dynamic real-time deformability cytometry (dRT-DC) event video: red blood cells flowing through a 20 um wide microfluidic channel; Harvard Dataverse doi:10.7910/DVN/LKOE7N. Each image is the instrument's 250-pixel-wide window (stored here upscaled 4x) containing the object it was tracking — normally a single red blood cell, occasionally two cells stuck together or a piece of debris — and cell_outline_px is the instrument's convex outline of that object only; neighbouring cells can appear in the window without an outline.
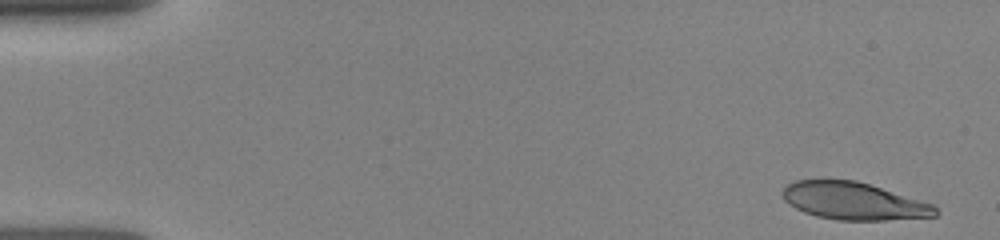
{"species": "human", "species_latin": "Homo sapiens", "temperature_condition": "room temperature", "stored_images_in_passage": 22, "segment_of_instrument_passage": [1, 2], "camera_frame_rate_fps": 3000, "um_per_image_px": 0.085, "donor": {"sex": "female"}, "frame": {"image": 1, "passage_image": 1, "time_ms": 0.0, "image_size_px": [1000, 240], "cell_outline_px": [[940, 212], [936, 216], [884, 220], [840, 220], [816, 216], [804, 212], [788, 204], [784, 200], [780, 192], [788, 184], [796, 180], [856, 180], [932, 204]], "centroid_in_image_um": [72.53, 17.09], "position_along_channel_um": 12.5, "area_um2": 33.06}}
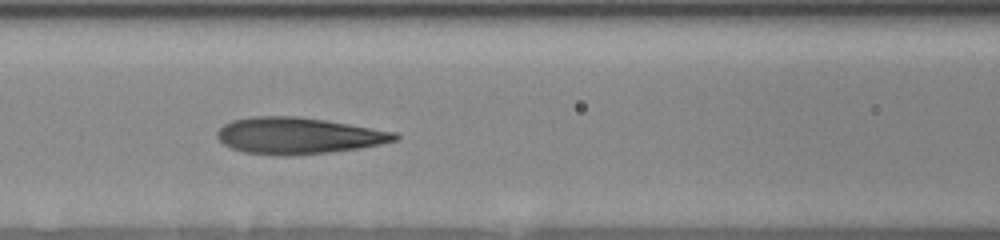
{"frame": {"image": 2, "passage_image": 10, "time_ms": 6.333, "image_size_px": [1000, 240], "cell_outline_px": [[400, 136], [396, 140], [380, 144], [360, 148], [328, 152], [284, 156], [244, 152], [232, 148], [224, 144], [216, 136], [216, 132], [224, 124], [232, 120], [252, 116], [296, 116], [324, 120], [396, 132]], "centroid_in_image_um": [25.32, 11.53], "position_along_channel_um": 141.3, "area_um2": 37.51}}
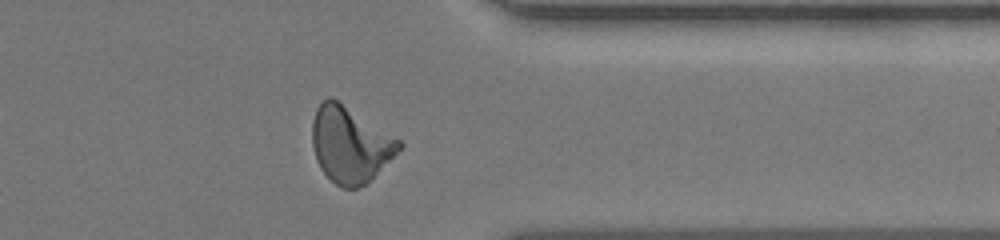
{"frame": {"image": 3, "passage_image": 18, "time_ms": 12.333, "image_size_px": [1000, 240], "cell_outline_px": [[404, 144], [368, 184], [356, 188], [344, 188], [336, 184], [320, 168], [316, 160], [312, 144], [312, 120], [316, 108], [328, 96], [332, 96], [400, 140]], "centroid_in_image_um": [29.74, 12.28], "position_along_channel_um": 381.7, "area_um2": 38.32}}